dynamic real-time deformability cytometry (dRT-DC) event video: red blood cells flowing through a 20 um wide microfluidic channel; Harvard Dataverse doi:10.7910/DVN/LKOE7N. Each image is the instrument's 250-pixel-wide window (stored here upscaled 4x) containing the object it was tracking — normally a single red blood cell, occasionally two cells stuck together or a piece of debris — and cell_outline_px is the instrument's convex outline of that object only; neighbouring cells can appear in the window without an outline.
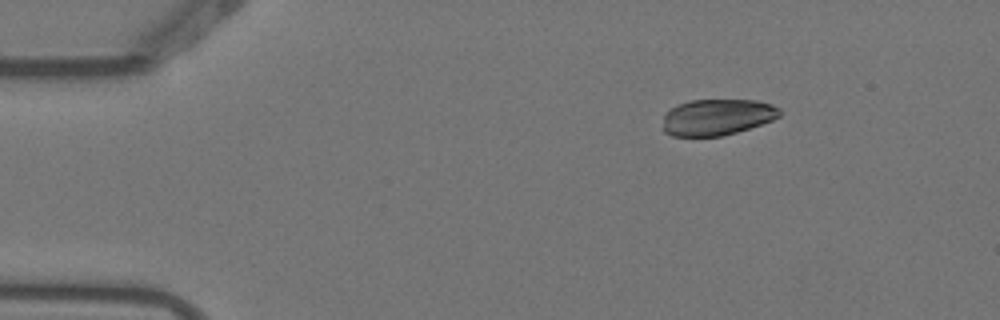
{"species": "Egyptian fruit bat (a non-hibernating species)", "species_latin": "Rousettus aegyptiacus", "temperature_condition": "warm", "stored_images_in_passage": 4, "camera_frame_rate_fps": 3000, "um_per_image_px": 0.085, "animal": {"sex": "female"}, "frame": {"image": 1, "passage_image": 2, "time_ms": 0.333, "image_size_px": [1000, 320], "cell_outline_px": [[780, 116], [772, 120], [736, 132], [720, 136], [672, 136], [664, 132], [664, 112], [676, 104], [692, 100], [756, 100], [772, 104], [780, 108]], "centroid_in_image_um": [60.93, 9.94], "position_along_channel_um": 24.1, "area_um2": 24.68}}